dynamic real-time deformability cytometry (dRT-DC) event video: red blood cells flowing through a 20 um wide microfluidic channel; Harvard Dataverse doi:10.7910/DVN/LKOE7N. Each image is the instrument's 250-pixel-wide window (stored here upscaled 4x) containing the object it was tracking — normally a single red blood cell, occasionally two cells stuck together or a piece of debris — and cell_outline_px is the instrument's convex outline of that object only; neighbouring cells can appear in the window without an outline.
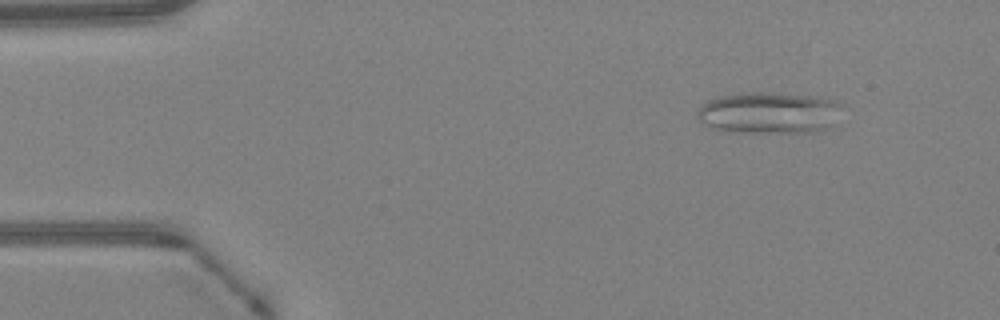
{"species": "Egyptian fruit bat (a non-hibernating species)", "species_latin": "Rousettus aegyptiacus", "temperature_condition": "warm", "stored_images_in_passage": 47, "camera_frame_rate_fps": 3000, "um_per_image_px": 0.085, "animal": {"sex": "female"}, "frame": {"image": 1, "passage_image": 6, "time_ms": 1.667, "image_size_px": [1000, 320], "cell_outline_px": [[840, 104], [832, 124], [828, 128], [812, 132], [752, 132], [712, 128], [700, 120], [696, 116], [700, 104], [708, 100], [720, 96], [752, 92], [772, 92], [808, 96], [832, 100]], "centroid_in_image_um": [65.31, 9.58], "position_along_channel_um": 19.7, "area_um2": 34.28}}
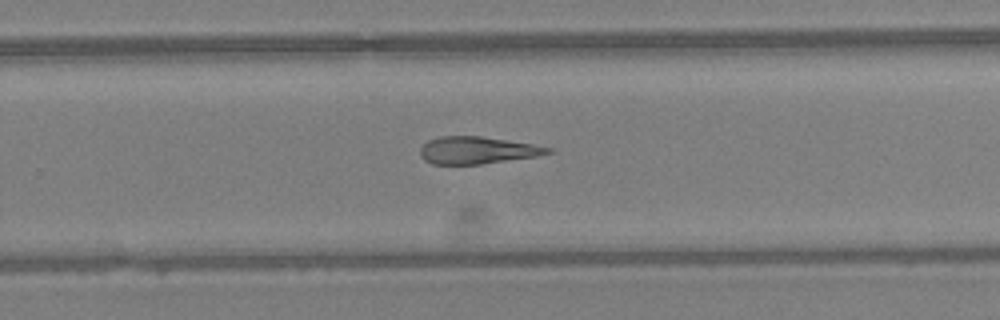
{"frame": {"image": 2, "passage_image": 31, "time_ms": 10.0, "image_size_px": [1000, 320], "cell_outline_px": [[552, 152], [536, 156], [480, 164], [432, 164], [424, 160], [420, 156], [420, 148], [428, 140], [440, 136], [480, 136], [532, 144], [552, 148]], "centroid_in_image_um": [40.52, 12.77], "position_along_channel_um": 289.3, "area_um2": 20.06}}
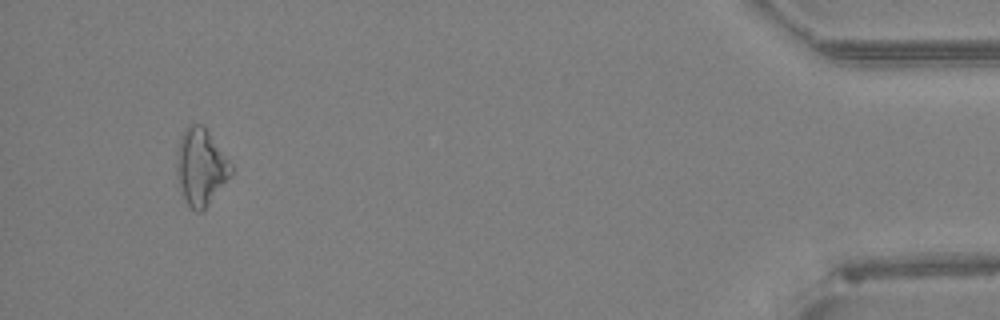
{"frame": {"image": 3, "passage_image": 45, "time_ms": 14.667, "image_size_px": [1000, 320], "cell_outline_px": [[232, 172], [208, 204], [200, 212], [196, 212], [188, 204], [184, 196], [180, 184], [176, 168], [176, 156], [180, 136], [188, 124], [204, 124], [232, 164]], "centroid_in_image_um": [17.06, 14.11], "position_along_channel_um": 418.1, "area_um2": 23.93}}